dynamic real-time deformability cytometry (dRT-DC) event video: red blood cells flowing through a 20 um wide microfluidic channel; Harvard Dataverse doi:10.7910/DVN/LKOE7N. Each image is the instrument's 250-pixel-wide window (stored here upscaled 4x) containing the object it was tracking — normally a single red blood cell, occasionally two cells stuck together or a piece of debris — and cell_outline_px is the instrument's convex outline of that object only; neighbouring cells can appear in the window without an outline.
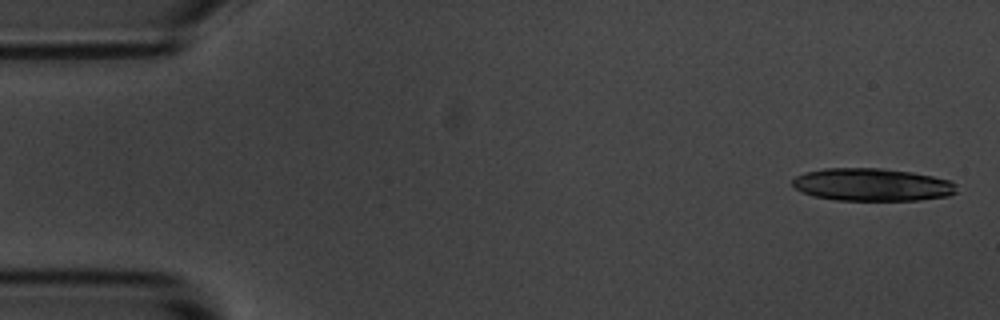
{"species": "common noctule bat (a hibernating species)", "species_latin": "Nyctalus noctula", "temperature_condition": "room temperature", "stored_images_in_passage": 5, "camera_frame_rate_fps": 3000, "um_per_image_px": 0.085, "animal": {"sex": "male", "body_mass_g": 20.1, "forearm_length_mm": 53.5}, "frame": {"image": 1, "passage_image": 1, "time_ms": 0.0, "image_size_px": [1000, 320], "cell_outline_px": [[956, 192], [948, 196], [920, 200], [836, 200], [812, 196], [796, 188], [792, 184], [792, 180], [796, 176], [804, 172], [824, 168], [880, 168], [912, 172], [952, 180], [956, 184]], "centroid_in_image_um": [74.14, 15.69], "position_along_channel_um": 10.9, "area_um2": 31.39}}